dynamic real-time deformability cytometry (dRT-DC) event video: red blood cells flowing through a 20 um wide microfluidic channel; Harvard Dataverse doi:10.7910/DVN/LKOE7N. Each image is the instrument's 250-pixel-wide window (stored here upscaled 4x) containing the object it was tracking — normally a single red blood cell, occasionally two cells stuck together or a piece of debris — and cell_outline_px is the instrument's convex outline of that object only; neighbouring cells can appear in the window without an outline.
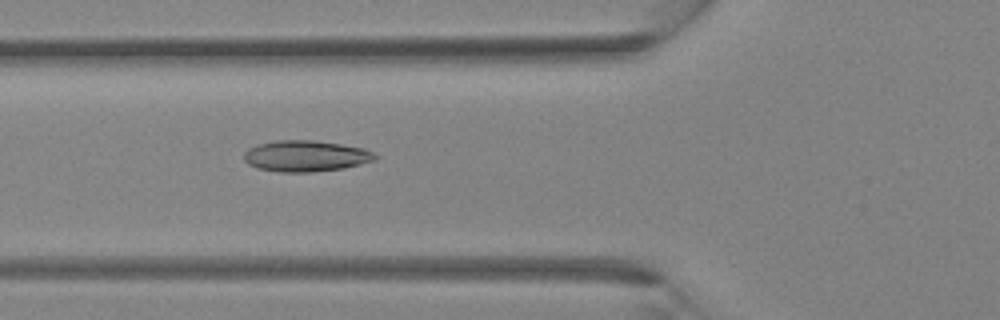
{"species": "Egyptian fruit bat (a non-hibernating species)", "species_latin": "Rousettus aegyptiacus", "temperature_condition": "room temperature", "stored_images_in_passage": 38, "camera_frame_rate_fps": 3000, "um_per_image_px": 0.085, "animal": {"sex": "female"}, "frame": {"image": 1, "passage_image": 14, "time_ms": 4.333, "image_size_px": [1000, 320], "cell_outline_px": [[376, 160], [344, 168], [312, 172], [280, 172], [256, 168], [248, 164], [244, 160], [244, 152], [248, 148], [260, 144], [276, 140], [312, 140], [340, 144], [364, 148], [372, 152], [376, 156]], "centroid_in_image_um": [25.96, 13.27], "position_along_channel_um": 99.8, "area_um2": 23.76}}
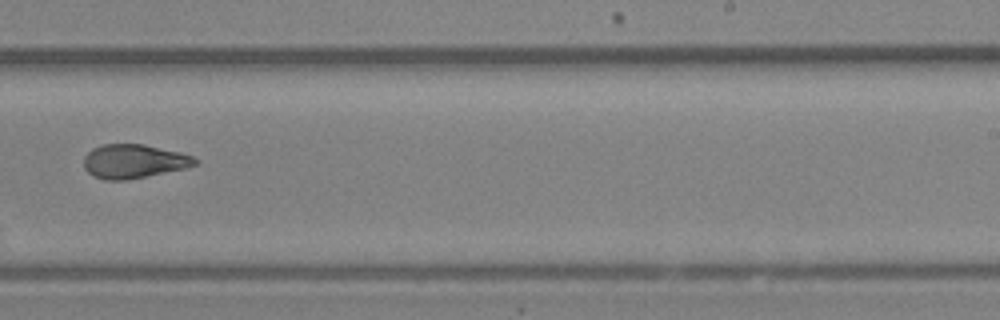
{"frame": {"image": 2, "passage_image": 24, "time_ms": 7.667, "image_size_px": [1000, 320], "cell_outline_px": [[200, 164], [184, 168], [124, 180], [104, 180], [92, 176], [84, 168], [84, 156], [92, 148], [100, 144], [144, 144], [180, 152], [192, 156], [200, 160]], "centroid_in_image_um": [11.36, 13.7], "position_along_channel_um": 277.6, "area_um2": 22.02}}
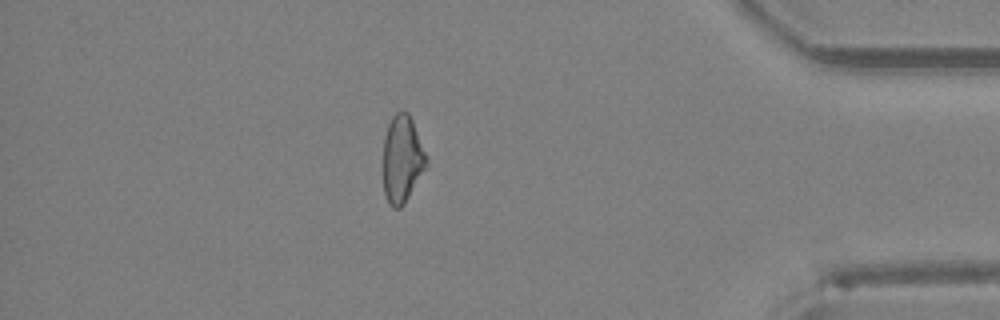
{"frame": {"image": 3, "passage_image": 33, "time_ms": 10.667, "image_size_px": [1000, 320], "cell_outline_px": [[428, 168], [404, 204], [400, 208], [392, 208], [388, 204], [384, 192], [384, 136], [388, 124], [392, 116], [396, 112], [408, 112], [412, 120], [428, 156]], "centroid_in_image_um": [34.22, 13.55], "position_along_channel_um": 401.0, "area_um2": 22.37}}